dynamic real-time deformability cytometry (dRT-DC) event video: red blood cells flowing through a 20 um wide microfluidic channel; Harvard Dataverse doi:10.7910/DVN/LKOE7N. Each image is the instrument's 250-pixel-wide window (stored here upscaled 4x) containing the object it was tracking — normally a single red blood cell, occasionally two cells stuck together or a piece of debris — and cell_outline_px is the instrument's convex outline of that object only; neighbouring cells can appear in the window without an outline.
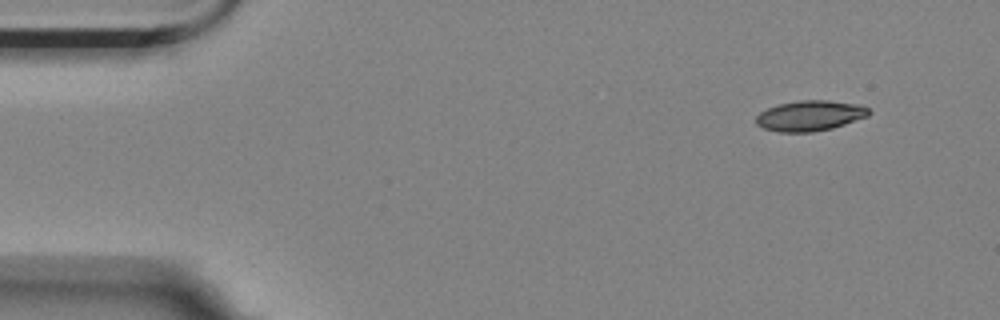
{"species": "Egyptian fruit bat (a non-hibernating species)", "species_latin": "Rousettus aegyptiacus", "temperature_condition": "room temperature", "stored_images_in_passage": 4, "camera_frame_rate_fps": 3000, "um_per_image_px": 0.085, "animal": {"sex": "female"}, "frame": {"image": 1, "passage_image": 1, "time_ms": 0.0, "image_size_px": [1000, 320], "cell_outline_px": [[872, 112], [868, 116], [832, 128], [812, 132], [780, 132], [764, 128], [756, 124], [756, 116], [760, 112], [768, 108], [780, 104], [800, 100], [828, 100], [856, 104], [868, 108]], "centroid_in_image_um": [68.85, 9.83], "position_along_channel_um": 16.2, "area_um2": 19.83}}
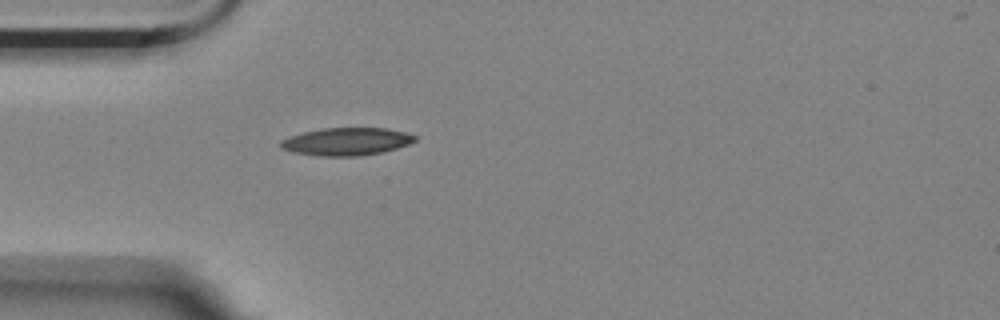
{"frame": {"image": 2, "passage_image": 4, "time_ms": 1.0, "image_size_px": [1000, 320], "cell_outline_px": [[416, 140], [408, 144], [396, 148], [380, 152], [356, 156], [320, 156], [292, 152], [280, 148], [280, 140], [304, 132], [320, 128], [388, 128], [404, 132], [416, 136]], "centroid_in_image_um": [29.42, 12.03], "position_along_channel_um": 55.6, "area_um2": 21.5}}